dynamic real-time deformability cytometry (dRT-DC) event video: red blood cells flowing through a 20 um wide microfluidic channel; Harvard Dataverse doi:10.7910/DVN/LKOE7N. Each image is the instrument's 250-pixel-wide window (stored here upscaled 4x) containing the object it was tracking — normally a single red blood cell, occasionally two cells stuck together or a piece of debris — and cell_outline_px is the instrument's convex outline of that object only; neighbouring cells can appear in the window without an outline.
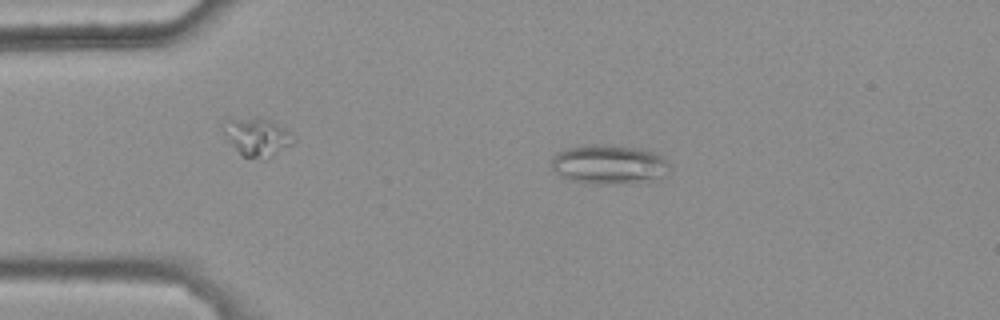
{"species": "common noctule bat (a hibernating species)", "species_latin": "Nyctalus noctula", "temperature_condition": "warm", "stored_images_in_passage": 36, "camera_frame_rate_fps": 3000, "um_per_image_px": 0.085, "animal": {"sex": "female", "body_mass_g": 25.1}, "frame": {"image": 1, "passage_image": 3, "time_ms": 0.667, "image_size_px": [1000, 320], "cell_outline_px": [[672, 168], [652, 184], [584, 184], [568, 180], [552, 172], [552, 156], [556, 152], [564, 148], [584, 144], [612, 144], [644, 148], [656, 152], [664, 156], [672, 164]], "centroid_in_image_um": [51.83, 13.99], "position_along_channel_um": 33.2, "area_um2": 28.96}}
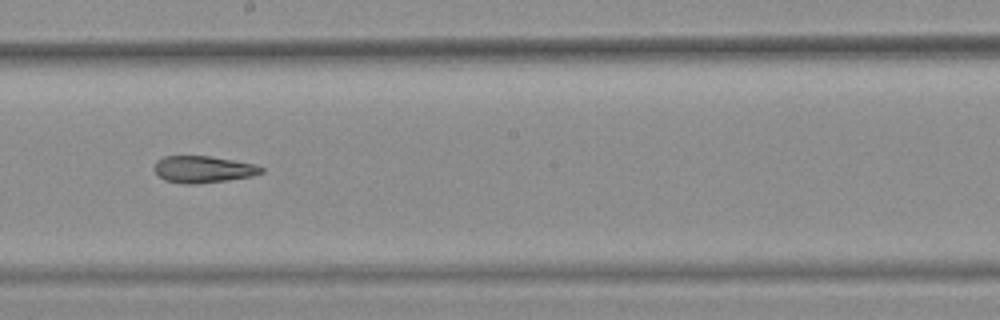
{"frame": {"image": 2, "passage_image": 22, "time_ms": 7.0, "image_size_px": [1000, 320], "cell_outline_px": [[264, 172], [252, 176], [228, 180], [196, 184], [184, 184], [164, 180], [152, 168], [156, 160], [164, 156], [208, 156], [256, 164], [264, 168]], "centroid_in_image_um": [17.26, 14.39], "position_along_channel_um": 230.9, "area_um2": 16.82}}
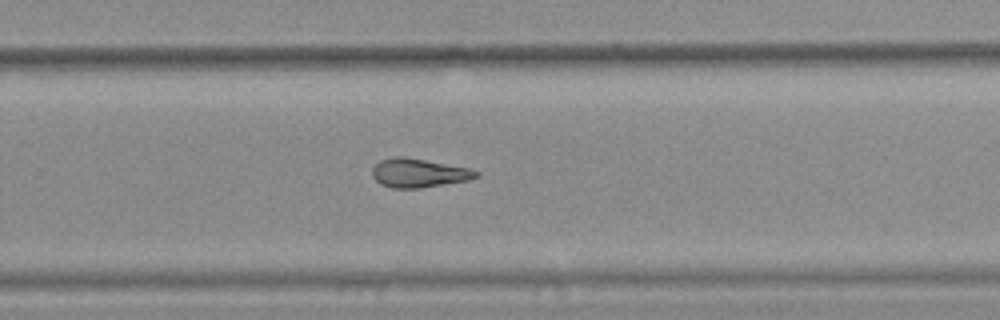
{"frame": {"image": 3, "passage_image": 27, "time_ms": 8.667, "image_size_px": [1000, 320], "cell_outline_px": [[480, 176], [468, 180], [420, 188], [392, 188], [380, 184], [372, 176], [372, 168], [380, 160], [396, 156], [404, 156], [468, 168], [480, 172]], "centroid_in_image_um": [35.57, 14.7], "position_along_channel_um": 294.2, "area_um2": 17.4}, "authors_computed_cell_mechanics": {"area_um2": 17.4556, "velocity_mm_per_s": 3.8075, "shape_relaxation_time_tau1_ms": null, "shape_relaxation_time_tau2_ms": 5.6568, "deformation_change_tau1": null, "deformation_change_tau2": 0.159}}